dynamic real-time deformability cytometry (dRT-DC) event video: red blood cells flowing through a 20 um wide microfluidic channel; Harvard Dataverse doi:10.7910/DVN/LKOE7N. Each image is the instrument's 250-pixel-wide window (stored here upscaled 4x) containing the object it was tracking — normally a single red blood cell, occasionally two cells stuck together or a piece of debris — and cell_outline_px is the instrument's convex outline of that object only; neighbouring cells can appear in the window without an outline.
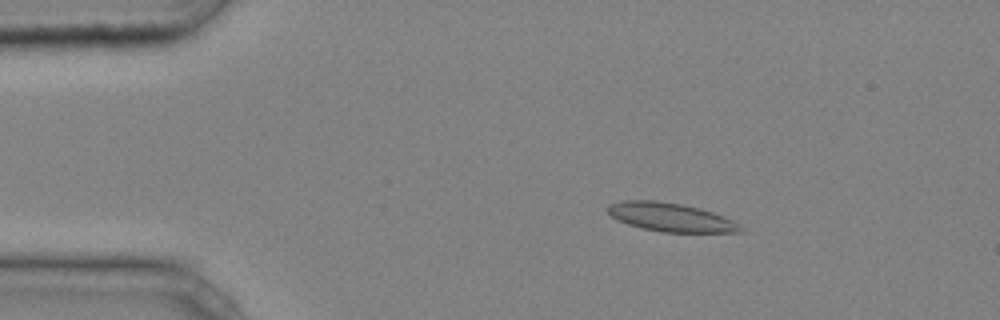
{"species": "common noctule bat (a hibernating species)", "species_latin": "Nyctalus noctula", "temperature_condition": "cold", "stored_images_in_passage": 38, "camera_frame_rate_fps": 3000, "um_per_image_px": 0.085, "animal": {"sex": "male", "body_mass_g": 20.4}, "frame": {"image": 1, "passage_image": 1, "time_ms": 0.0, "image_size_px": [1000, 320], "cell_outline_px": [[744, 232], [664, 232], [644, 228], [628, 224], [612, 216], [608, 212], [608, 204], [624, 200], [656, 200], [680, 204], [700, 208], [724, 216], [740, 224], [744, 228]], "centroid_in_image_um": [57.05, 18.46], "position_along_channel_um": 28.0, "area_um2": 21.96}}
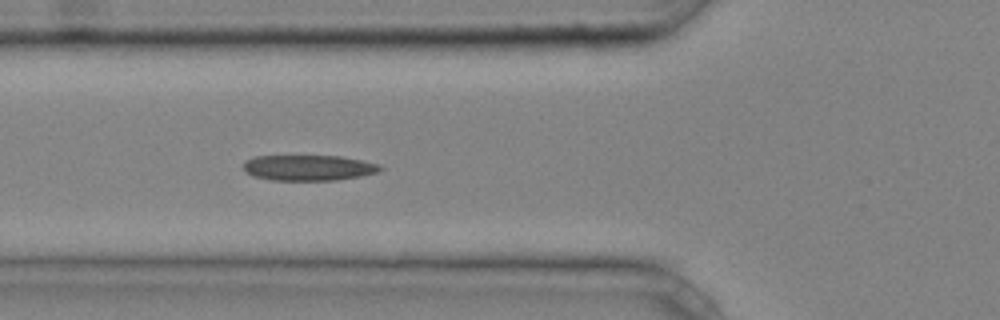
{"frame": {"image": 2, "passage_image": 10, "time_ms": 3.0, "image_size_px": [1000, 320], "cell_outline_px": [[384, 168], [376, 172], [360, 176], [336, 180], [272, 180], [252, 176], [244, 168], [244, 160], [256, 156], [340, 156], [380, 164]], "centroid_in_image_um": [26.22, 14.26], "position_along_channel_um": 99.6, "area_um2": 20.29}}
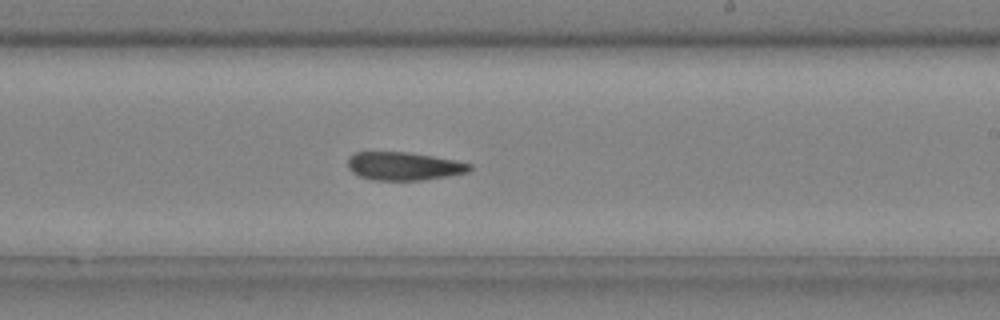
{"frame": {"image": 3, "passage_image": 21, "time_ms": 6.667, "image_size_px": [1000, 320], "cell_outline_px": [[472, 168], [468, 172], [448, 176], [420, 180], [372, 180], [360, 176], [352, 172], [348, 168], [348, 156], [352, 152], [408, 152], [432, 156], [472, 164]], "centroid_in_image_um": [34.28, 14.12], "position_along_channel_um": 254.7, "area_um2": 20.0}, "authors_computed_cell_mechanics": {"area_um2": 20.519, "velocity_mm_per_s": 4.2402, "shape_relaxation_time_tau1_ms": 7.257, "shape_relaxation_time_tau2_ms": null, "deformation_change_tau1": 0.1621, "deformation_change_tau2": null}}